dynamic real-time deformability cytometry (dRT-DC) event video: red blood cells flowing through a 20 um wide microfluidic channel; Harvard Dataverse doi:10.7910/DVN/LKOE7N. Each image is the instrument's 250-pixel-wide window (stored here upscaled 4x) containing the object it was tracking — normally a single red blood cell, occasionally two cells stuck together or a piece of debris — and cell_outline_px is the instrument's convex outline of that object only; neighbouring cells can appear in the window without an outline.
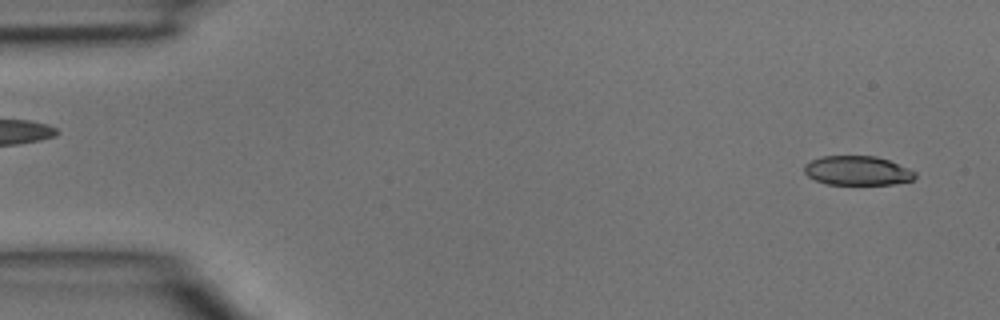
{"species": "common noctule bat (a hibernating species)", "species_latin": "Nyctalus noctula", "temperature_condition": "room temperature", "stored_images_in_passage": 4, "camera_frame_rate_fps": 3000, "um_per_image_px": 0.085, "animal": {"sex": "male", "body_mass_g": 15.6}, "frame": {"image": 1, "passage_image": 1, "time_ms": 0.0, "image_size_px": [1000, 320], "cell_outline_px": [[916, 176], [912, 180], [892, 184], [828, 184], [816, 180], [808, 176], [804, 172], [804, 164], [820, 156], [876, 156], [888, 160], [908, 168], [916, 172]], "centroid_in_image_um": [72.86, 14.5], "position_along_channel_um": 12.1, "area_um2": 18.79}}
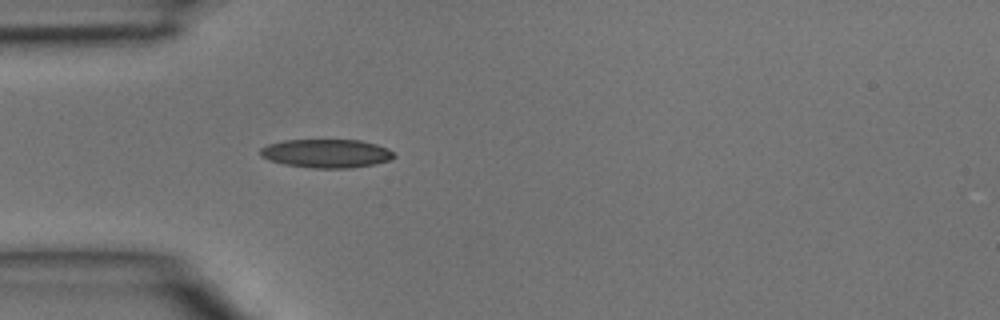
{"frame": {"image": 2, "passage_image": 4, "time_ms": 1.0, "image_size_px": [1000, 320], "cell_outline_px": [[396, 156], [388, 160], [376, 164], [352, 168], [312, 168], [284, 164], [268, 160], [260, 156], [260, 148], [268, 144], [284, 140], [360, 140], [376, 144], [388, 148]], "centroid_in_image_um": [27.73, 13.04], "position_along_channel_um": 57.3, "area_um2": 22.37}}